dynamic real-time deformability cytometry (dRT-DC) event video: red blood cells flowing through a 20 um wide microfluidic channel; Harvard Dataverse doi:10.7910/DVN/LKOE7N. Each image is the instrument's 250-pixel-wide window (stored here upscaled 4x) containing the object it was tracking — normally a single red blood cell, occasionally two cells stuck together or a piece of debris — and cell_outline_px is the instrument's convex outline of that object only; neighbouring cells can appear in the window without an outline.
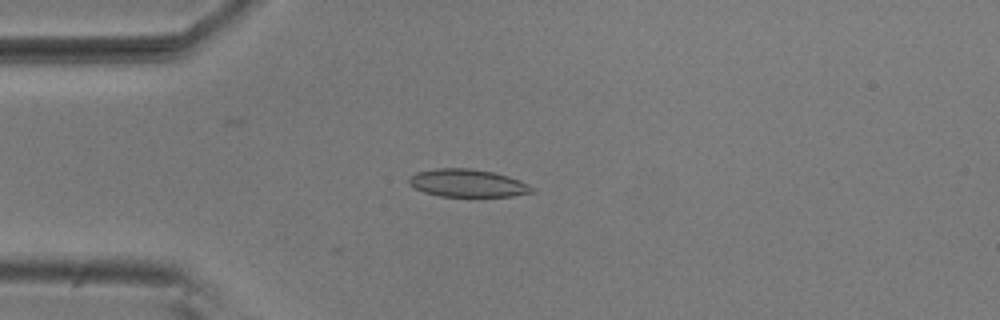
{"species": "common noctule bat (a hibernating species)", "species_latin": "Nyctalus noctula", "temperature_condition": "room temperature", "stored_images_in_passage": 7, "camera_frame_rate_fps": 3000, "um_per_image_px": 0.085, "animal": {"sex": "male", "body_mass_g": 20.5, "forearm_length_mm": 52.5}, "frame": {"image": 1, "passage_image": 4, "time_ms": 1.0, "image_size_px": [1000, 320], "cell_outline_px": [[536, 192], [512, 196], [440, 196], [424, 192], [408, 184], [408, 176], [416, 172], [436, 168], [472, 168], [496, 172], [520, 180], [536, 188]], "centroid_in_image_um": [39.76, 15.55], "position_along_channel_um": 45.2, "area_um2": 20.17}}
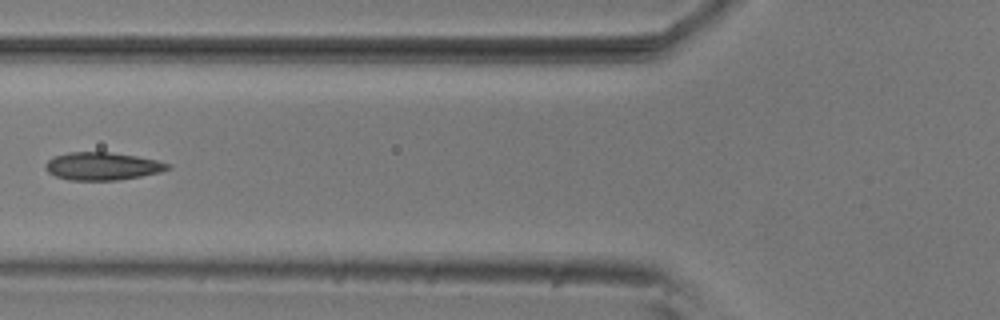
{"frame": {"image": 2, "passage_image": 6, "time_ms": 1.667, "image_size_px": [1000, 320], "cell_outline_px": [[172, 168], [160, 172], [140, 176], [116, 180], [68, 180], [56, 176], [48, 172], [44, 168], [44, 164], [52, 156], [68, 152], [112, 152], [136, 156], [156, 160], [172, 164]], "centroid_in_image_um": [8.68, 14.12], "position_along_channel_um": 117.1, "area_um2": 19.94}}
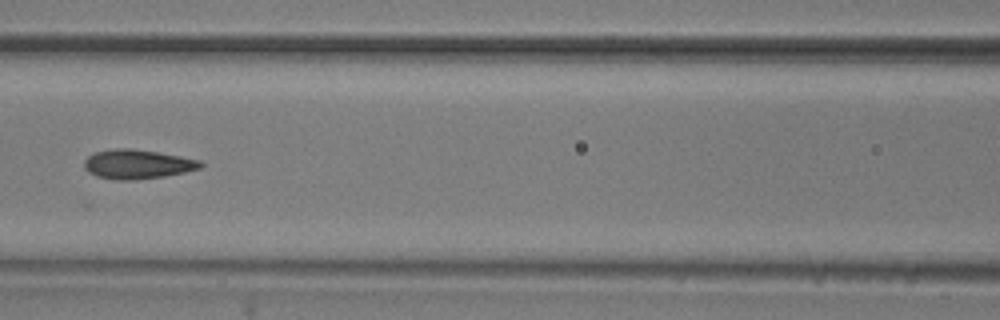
{"frame": {"image": 3, "passage_image": 7, "time_ms": 2.0, "image_size_px": [1000, 320], "cell_outline_px": [[204, 164], [200, 168], [184, 172], [164, 176], [132, 180], [116, 180], [96, 176], [88, 172], [84, 168], [84, 160], [88, 156], [96, 152], [116, 148], [132, 148], [160, 152], [200, 160]], "centroid_in_image_um": [11.67, 13.95], "position_along_channel_um": 154.9, "area_um2": 19.88}}